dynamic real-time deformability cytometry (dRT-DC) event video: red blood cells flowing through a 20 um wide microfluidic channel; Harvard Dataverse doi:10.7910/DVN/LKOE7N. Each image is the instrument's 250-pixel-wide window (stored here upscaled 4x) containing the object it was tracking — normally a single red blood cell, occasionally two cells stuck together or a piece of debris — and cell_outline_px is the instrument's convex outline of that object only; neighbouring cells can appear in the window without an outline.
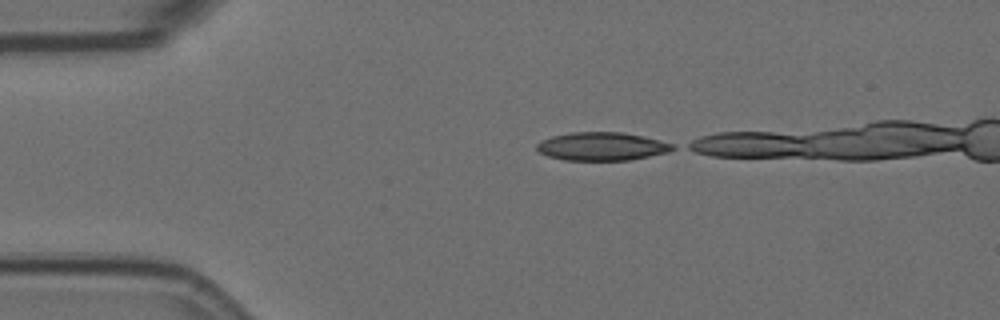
{"species": "Egyptian fruit bat (a non-hibernating species)", "species_latin": "Rousettus aegyptiacus", "temperature_condition": "room temperature", "stored_images_in_passage": 4, "camera_frame_rate_fps": 3000, "um_per_image_px": 0.085, "animal": {"sex": "female"}, "frame": {"image": 1, "passage_image": 1, "time_ms": 0.0, "image_size_px": [1000, 320], "cell_outline_px": [[676, 148], [668, 152], [628, 160], [564, 160], [548, 156], [540, 152], [536, 148], [536, 144], [540, 140], [552, 136], [572, 132], [620, 132], [640, 136], [676, 144]], "centroid_in_image_um": [51.13, 12.44], "position_along_channel_um": 33.9, "area_um2": 22.25}}
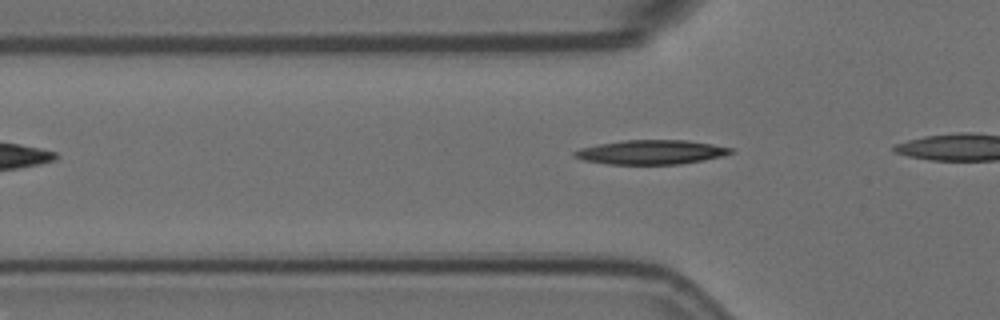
{"frame": {"image": 2, "passage_image": 4, "time_ms": 1.0, "image_size_px": [1000, 320], "cell_outline_px": [[732, 152], [720, 156], [704, 160], [680, 164], [608, 164], [584, 160], [572, 156], [572, 152], [580, 148], [600, 144], [624, 140], [688, 140], [712, 144], [732, 148]], "centroid_in_image_um": [55.31, 12.93], "position_along_channel_um": 70.5, "area_um2": 21.96}}